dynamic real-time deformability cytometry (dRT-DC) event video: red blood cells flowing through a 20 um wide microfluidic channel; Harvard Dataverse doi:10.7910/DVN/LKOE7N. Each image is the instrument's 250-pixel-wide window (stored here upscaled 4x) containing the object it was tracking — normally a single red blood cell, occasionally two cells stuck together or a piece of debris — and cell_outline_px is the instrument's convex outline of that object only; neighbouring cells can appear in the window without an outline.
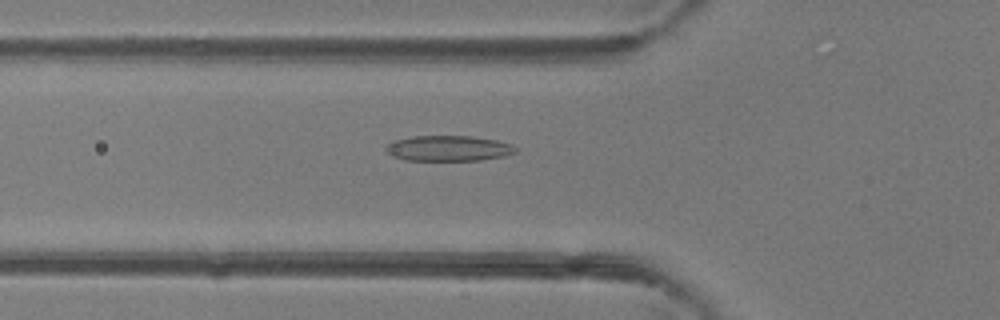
{"species": "common noctule bat (a hibernating species)", "species_latin": "Nyctalus noctula", "temperature_condition": "room temperature", "stored_images_in_passage": 35, "camera_frame_rate_fps": 3000, "um_per_image_px": 0.085, "animal": {"sex": "female"}, "frame": {"image": 1, "passage_image": 5, "time_ms": 1.333, "image_size_px": [1000, 320], "cell_outline_px": [[516, 152], [504, 156], [480, 160], [404, 160], [392, 156], [384, 152], [384, 148], [392, 140], [412, 136], [472, 136], [496, 140], [512, 144], [516, 148]], "centroid_in_image_um": [38.06, 12.6], "position_along_channel_um": 87.7, "area_um2": 19.42}}
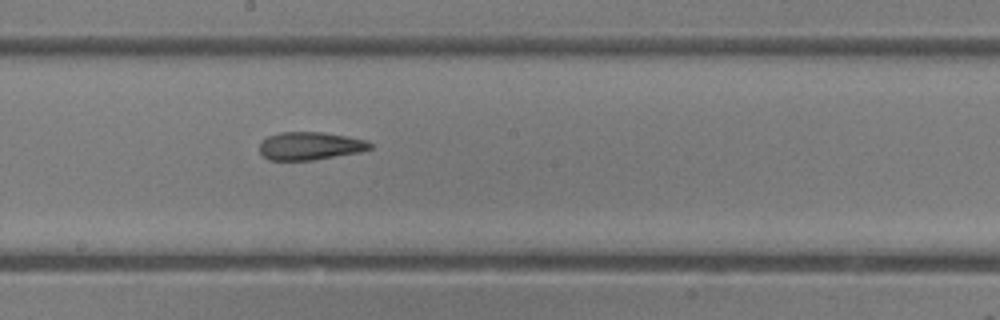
{"frame": {"image": 2, "passage_image": 14, "time_ms": 4.333, "image_size_px": [1000, 320], "cell_outline_px": [[372, 148], [360, 152], [312, 160], [268, 160], [260, 152], [260, 144], [268, 136], [280, 132], [324, 132], [364, 140], [372, 144]], "centroid_in_image_um": [26.34, 12.4], "position_along_channel_um": 221.9, "area_um2": 17.8}}
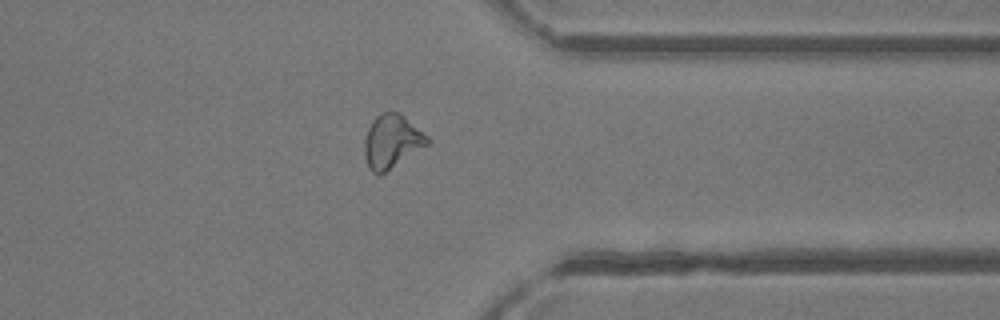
{"frame": {"image": 3, "passage_image": 25, "time_ms": 8.0, "image_size_px": [1000, 320], "cell_outline_px": [[428, 144], [380, 176], [372, 172], [368, 168], [364, 156], [364, 140], [368, 128], [372, 120], [380, 112], [400, 112], [428, 136]], "centroid_in_image_um": [33.27, 12.03], "position_along_channel_um": 378.1, "area_um2": 19.71}, "authors_computed_cell_mechanics": {"area_um2": 18.8428, "velocity_mm_per_s": 4.4491, "shape_relaxation_time_tau1_ms": 5.0088, "shape_relaxation_time_tau2_ms": 2.5011, "deformation_change_tau1": 0.1467, "deformation_change_tau2": 0.1162}}